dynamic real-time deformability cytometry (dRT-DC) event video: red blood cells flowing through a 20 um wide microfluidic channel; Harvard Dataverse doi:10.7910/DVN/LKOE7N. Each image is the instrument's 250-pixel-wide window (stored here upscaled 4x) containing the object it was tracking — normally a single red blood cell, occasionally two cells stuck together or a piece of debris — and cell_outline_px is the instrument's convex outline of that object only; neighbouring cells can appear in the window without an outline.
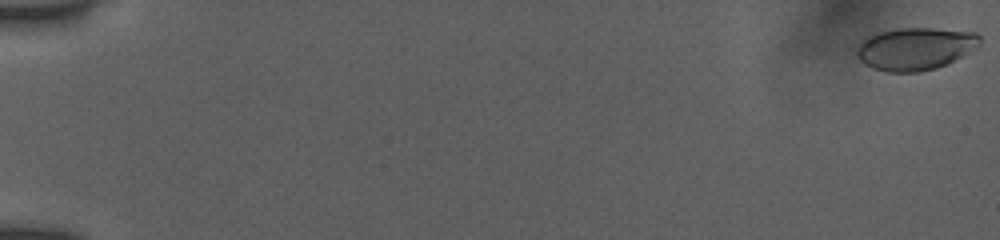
{"species": "human", "species_latin": "Homo sapiens", "temperature_condition": "room temperature", "stored_images_in_passage": 6, "camera_frame_rate_fps": 3000, "um_per_image_px": 0.085, "donor": {"sex": "female"}, "frame": {"image": 1, "passage_image": 1, "time_ms": 0.0, "image_size_px": [1000, 240], "cell_outline_px": [[980, 48], [948, 64], [936, 68], [916, 72], [888, 72], [872, 68], [864, 64], [860, 60], [856, 52], [856, 48], [864, 40], [880, 32], [900, 28], [932, 28], [976, 32], [980, 36]], "centroid_in_image_um": [77.87, 4.15], "position_along_channel_um": 7.1, "area_um2": 30.63}}